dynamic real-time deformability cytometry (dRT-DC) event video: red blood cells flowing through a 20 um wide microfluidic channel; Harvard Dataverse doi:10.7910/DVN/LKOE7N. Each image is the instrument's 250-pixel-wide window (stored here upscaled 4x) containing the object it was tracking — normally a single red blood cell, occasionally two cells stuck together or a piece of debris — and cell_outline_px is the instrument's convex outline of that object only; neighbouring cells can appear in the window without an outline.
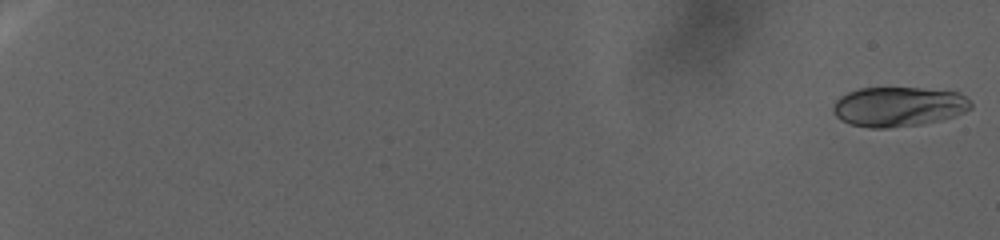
{"species": "human", "species_latin": "Homo sapiens", "temperature_condition": "warm", "stored_images_in_passage": 63, "camera_frame_rate_fps": 3000, "um_per_image_px": 0.085, "donor": {"sex": "female"}, "frame": {"image": 1, "passage_image": 1, "time_ms": 0.0, "image_size_px": [1000, 240], "cell_outline_px": [[972, 108], [964, 112], [940, 120], [920, 124], [888, 128], [868, 128], [852, 124], [840, 120], [836, 116], [832, 108], [836, 100], [840, 96], [848, 92], [860, 88], [920, 88], [960, 92], [972, 104]], "centroid_in_image_um": [76.36, 9.06], "position_along_channel_um": 8.6, "area_um2": 31.79}}
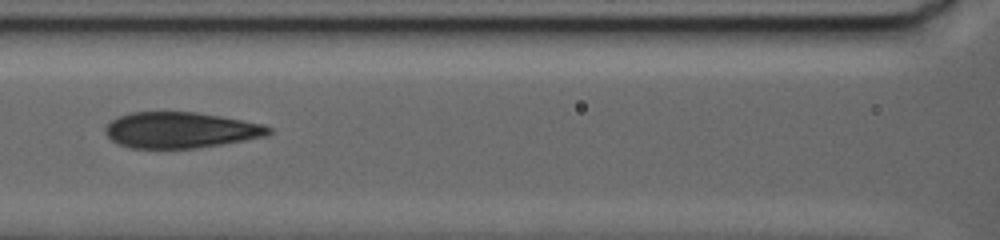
{"frame": {"image": 2, "passage_image": 34, "time_ms": 30.333, "image_size_px": [1000, 240], "cell_outline_px": [[272, 132], [268, 136], [196, 148], [128, 148], [112, 140], [104, 132], [104, 128], [116, 116], [132, 112], [196, 112], [220, 116], [264, 124], [272, 128]], "centroid_in_image_um": [15.35, 11.05], "position_along_channel_um": 151.3, "area_um2": 34.22}}
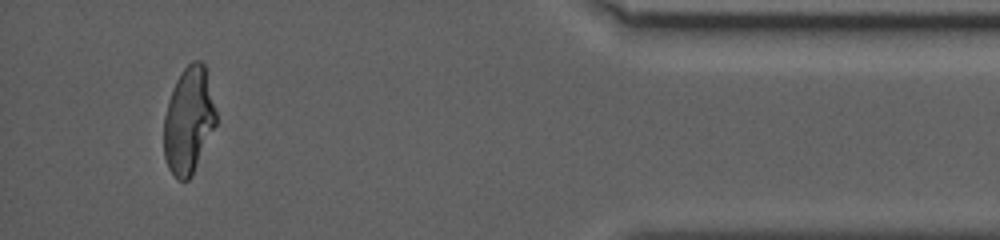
{"frame": {"image": 3, "passage_image": 58, "time_ms": 53.0, "image_size_px": [1000, 240], "cell_outline_px": [[216, 124], [188, 180], [176, 180], [168, 168], [164, 156], [164, 116], [168, 100], [172, 88], [180, 72], [192, 60], [200, 60], [204, 64], [216, 112]], "centroid_in_image_um": [16.0, 10.21], "position_along_channel_um": 419.2, "area_um2": 32.02}}